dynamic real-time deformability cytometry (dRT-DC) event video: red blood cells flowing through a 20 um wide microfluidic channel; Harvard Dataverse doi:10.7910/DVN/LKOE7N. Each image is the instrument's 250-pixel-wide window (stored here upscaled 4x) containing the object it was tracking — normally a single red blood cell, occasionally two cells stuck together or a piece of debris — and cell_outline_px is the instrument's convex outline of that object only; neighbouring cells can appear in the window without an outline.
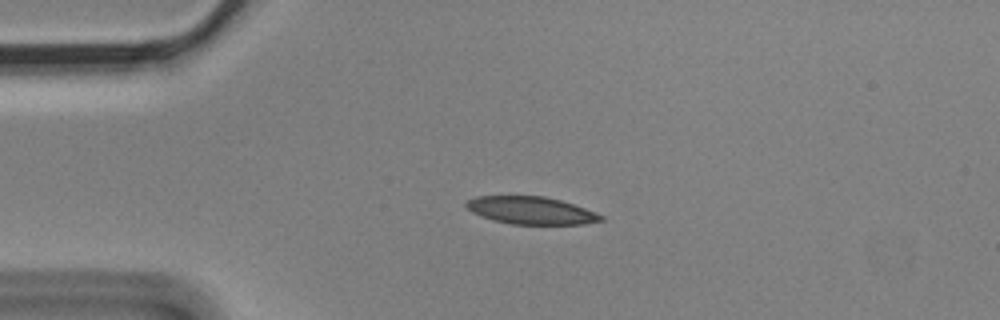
{"species": "Egyptian fruit bat (a non-hibernating species)", "species_latin": "Rousettus aegyptiacus", "temperature_condition": "cold", "stored_images_in_passage": 4, "camera_frame_rate_fps": 3000, "um_per_image_px": 0.085, "animal": {"sex": "male"}, "frame": {"image": 1, "passage_image": 2, "time_ms": 0.333, "image_size_px": [1000, 320], "cell_outline_px": [[604, 220], [584, 224], [512, 224], [492, 220], [480, 216], [472, 212], [464, 204], [468, 200], [476, 196], [544, 196], [560, 200], [584, 208], [604, 216]], "centroid_in_image_um": [45.12, 17.89], "position_along_channel_um": 39.9, "area_um2": 21.5}}
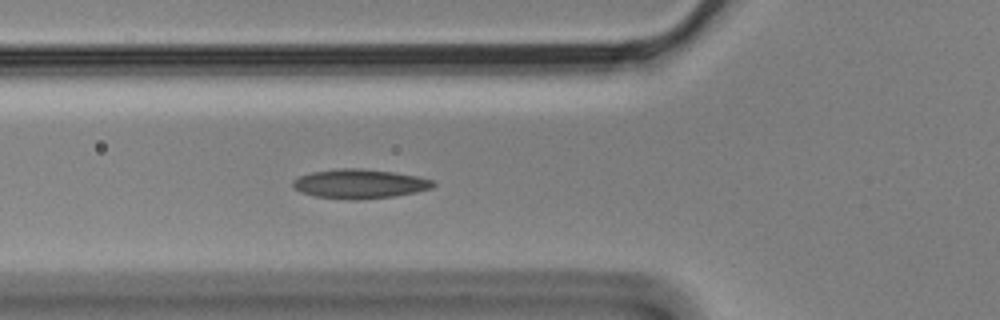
{"frame": {"image": 2, "passage_image": 4, "time_ms": 1.0, "image_size_px": [1000, 320], "cell_outline_px": [[436, 184], [432, 188], [416, 192], [396, 196], [360, 200], [348, 200], [316, 196], [300, 192], [292, 188], [292, 180], [300, 176], [312, 172], [336, 168], [360, 168], [392, 172], [416, 176], [436, 180]], "centroid_in_image_um": [30.57, 15.63], "position_along_channel_um": 95.2, "area_um2": 24.22}}